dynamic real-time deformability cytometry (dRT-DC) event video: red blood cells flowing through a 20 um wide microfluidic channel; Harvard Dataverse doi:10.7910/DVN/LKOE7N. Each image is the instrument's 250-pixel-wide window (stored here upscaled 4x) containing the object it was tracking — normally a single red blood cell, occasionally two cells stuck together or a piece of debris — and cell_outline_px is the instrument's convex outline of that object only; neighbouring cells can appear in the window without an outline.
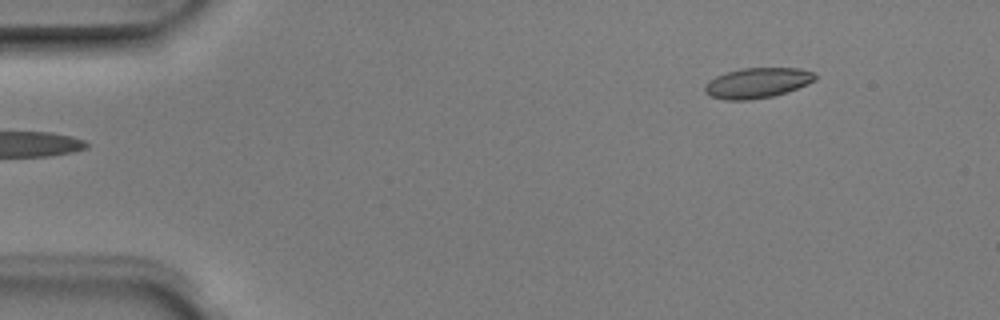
{"species": "Egyptian fruit bat (a non-hibernating species)", "species_latin": "Rousettus aegyptiacus", "temperature_condition": "room temperature", "stored_images_in_passage": 5, "segment_of_instrument_passage": [2, 2], "camera_frame_rate_fps": 3000, "um_per_image_px": 0.085, "animal": {"sex": "male"}, "frame": {"image": 1, "passage_image": 5, "time_ms": 1.333, "image_size_px": [1000, 320], "cell_outline_px": [[816, 80], [808, 84], [772, 96], [748, 100], [724, 100], [712, 96], [704, 92], [704, 84], [708, 80], [716, 76], [728, 72], [744, 68], [800, 68], [812, 72], [816, 76]], "centroid_in_image_um": [64.34, 7.04], "position_along_channel_um": 20.7, "area_um2": 19.31}}